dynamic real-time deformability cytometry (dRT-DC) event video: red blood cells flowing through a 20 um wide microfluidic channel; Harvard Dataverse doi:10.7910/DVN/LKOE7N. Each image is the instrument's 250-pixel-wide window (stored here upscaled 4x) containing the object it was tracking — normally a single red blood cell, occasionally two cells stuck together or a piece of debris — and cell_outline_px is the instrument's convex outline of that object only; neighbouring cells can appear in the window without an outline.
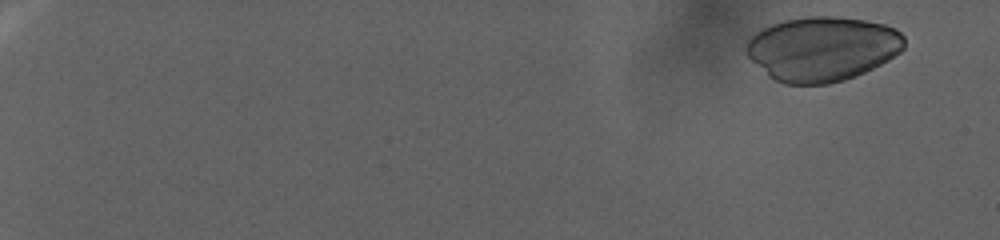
{"species": "human", "species_latin": "Homo sapiens", "temperature_condition": "warm", "stored_images_in_passage": 94, "camera_frame_rate_fps": 3000, "um_per_image_px": 0.085, "donor": {"sex": "female"}, "frame": {"image": 1, "passage_image": 7, "time_ms": 2.0, "image_size_px": [1000, 240], "cell_outline_px": [[904, 48], [900, 52], [888, 60], [856, 76], [844, 80], [828, 84], [784, 84], [768, 76], [748, 56], [744, 48], [748, 40], [760, 28], [784, 20], [808, 16], [840, 16], [864, 20], [884, 24], [900, 32], [904, 36]], "centroid_in_image_um": [69.88, 4.14], "position_along_channel_um": 15.1, "area_um2": 59.53}}